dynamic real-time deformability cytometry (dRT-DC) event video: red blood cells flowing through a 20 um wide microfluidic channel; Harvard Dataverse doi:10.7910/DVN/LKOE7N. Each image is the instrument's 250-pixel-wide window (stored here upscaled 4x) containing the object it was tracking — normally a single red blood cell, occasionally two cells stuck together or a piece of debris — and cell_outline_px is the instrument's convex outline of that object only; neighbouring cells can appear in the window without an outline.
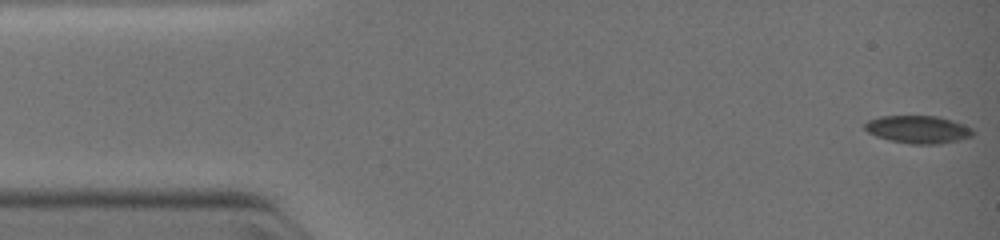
{"species": "common noctule bat (a hibernating species)", "species_latin": "Nyctalus noctula", "temperature_condition": "warm", "stored_images_in_passage": 6, "camera_frame_rate_fps": 3000, "um_per_image_px": 0.085, "animal": {"sex": "female", "body_mass_g": 19.0, "forearm_length_mm": 51.5}, "frame": {"image": 1, "passage_image": 1, "time_ms": 0.0, "image_size_px": [1000, 240], "cell_outline_px": [[972, 136], [956, 140], [936, 144], [912, 144], [892, 140], [876, 136], [868, 132], [864, 128], [864, 124], [868, 120], [880, 116], [936, 116], [952, 120], [964, 124], [972, 128]], "centroid_in_image_um": [78.01, 10.99], "position_along_channel_um": 7.0, "area_um2": 17.22}}
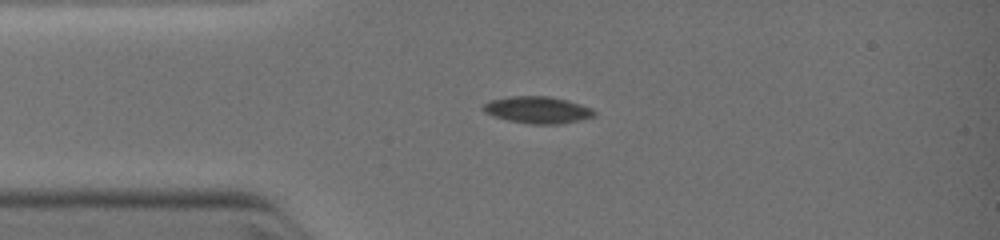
{"frame": {"image": 2, "passage_image": 5, "time_ms": 2.667, "image_size_px": [1000, 240], "cell_outline_px": [[596, 112], [592, 116], [580, 120], [556, 124], [532, 124], [508, 120], [484, 112], [484, 104], [492, 100], [508, 96], [552, 96], [568, 100], [592, 108]], "centroid_in_image_um": [45.72, 9.33], "position_along_channel_um": 39.3, "area_um2": 17.17}}